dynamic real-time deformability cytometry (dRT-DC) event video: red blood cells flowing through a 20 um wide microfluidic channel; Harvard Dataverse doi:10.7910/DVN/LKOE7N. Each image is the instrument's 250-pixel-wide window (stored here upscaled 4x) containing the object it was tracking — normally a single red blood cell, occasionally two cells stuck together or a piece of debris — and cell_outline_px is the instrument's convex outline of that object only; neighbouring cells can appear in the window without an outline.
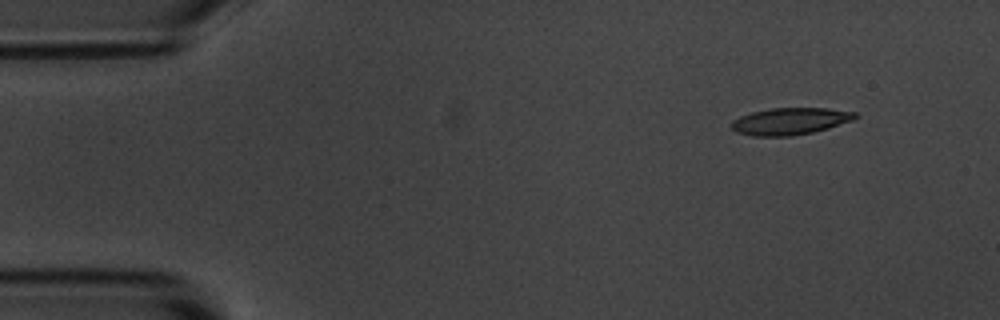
{"species": "common noctule bat (a hibernating species)", "species_latin": "Nyctalus noctula", "temperature_condition": "room temperature", "stored_images_in_passage": 5, "segment_of_instrument_passage": [1, 2], "camera_frame_rate_fps": 3000, "um_per_image_px": 0.085, "animal": {"sex": "male", "body_mass_g": 20.1, "forearm_length_mm": 53.5}, "frame": {"image": 1, "passage_image": 1, "time_ms": 0.0, "image_size_px": [1000, 320], "cell_outline_px": [[860, 116], [852, 120], [828, 128], [812, 132], [792, 136], [752, 136], [736, 132], [732, 128], [732, 120], [740, 116], [752, 112], [772, 108], [828, 108], [856, 112]], "centroid_in_image_um": [67.17, 10.3], "position_along_channel_um": 17.8, "area_um2": 19.42}}